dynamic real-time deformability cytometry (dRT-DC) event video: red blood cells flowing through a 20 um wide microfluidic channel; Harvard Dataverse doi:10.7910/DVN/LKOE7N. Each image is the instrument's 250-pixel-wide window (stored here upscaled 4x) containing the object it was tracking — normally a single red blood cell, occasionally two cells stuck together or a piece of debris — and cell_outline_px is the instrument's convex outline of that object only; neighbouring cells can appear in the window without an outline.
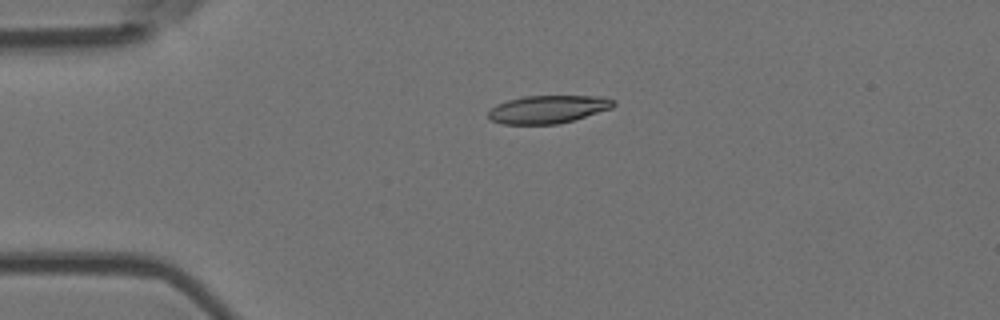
{"species": "Egyptian fruit bat (a non-hibernating species)", "species_latin": "Rousettus aegyptiacus", "temperature_condition": "room temperature", "stored_images_in_passage": 5, "camera_frame_rate_fps": 3000, "um_per_image_px": 0.085, "animal": {"sex": "female"}, "frame": {"image": 1, "passage_image": 4, "time_ms": 1.0, "image_size_px": [1000, 320], "cell_outline_px": [[616, 104], [612, 108], [572, 120], [556, 124], [500, 124], [492, 120], [488, 116], [488, 112], [496, 104], [508, 100], [524, 96], [604, 96], [616, 100]], "centroid_in_image_um": [46.59, 9.28], "position_along_channel_um": 38.4, "area_um2": 20.35}}